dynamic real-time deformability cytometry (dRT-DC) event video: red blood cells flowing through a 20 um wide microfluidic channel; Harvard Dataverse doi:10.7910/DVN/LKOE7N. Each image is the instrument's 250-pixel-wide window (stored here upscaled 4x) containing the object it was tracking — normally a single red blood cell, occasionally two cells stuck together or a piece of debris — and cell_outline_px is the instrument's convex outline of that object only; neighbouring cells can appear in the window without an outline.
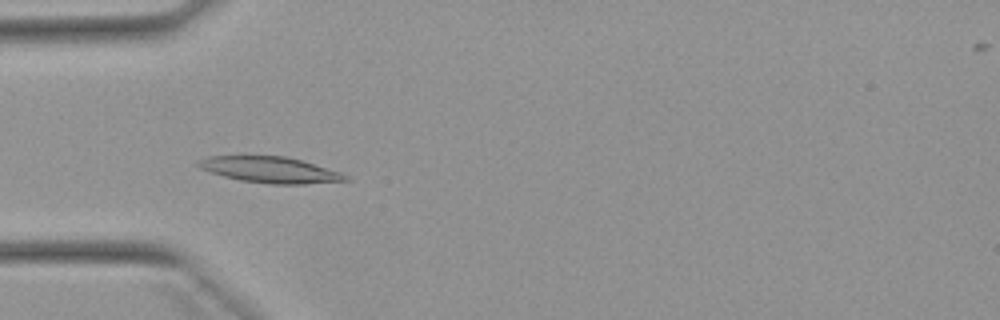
{"species": "Egyptian fruit bat (a non-hibernating species)", "species_latin": "Rousettus aegyptiacus", "temperature_condition": "warm", "stored_images_in_passage": 52, "camera_frame_rate_fps": 3000, "um_per_image_px": 0.085, "animal": {"sex": "female"}, "frame": {"image": 1, "passage_image": 16, "time_ms": 5.0, "image_size_px": [1000, 320], "cell_outline_px": [[352, 180], [304, 184], [268, 184], [240, 180], [224, 176], [200, 168], [196, 164], [196, 160], [208, 156], [284, 156], [300, 160], [340, 172], [348, 176]], "centroid_in_image_um": [22.95, 14.44], "position_along_channel_um": 62.1, "area_um2": 22.2}}
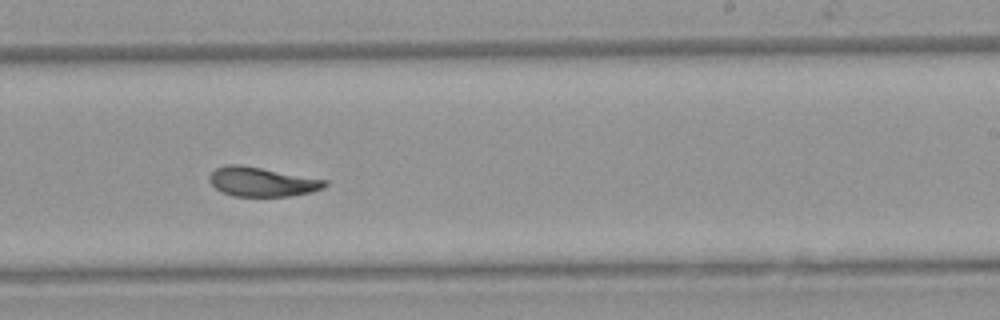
{"frame": {"image": 2, "passage_image": 32, "time_ms": 10.333, "image_size_px": [1000, 320], "cell_outline_px": [[328, 184], [324, 188], [312, 192], [288, 196], [232, 196], [220, 192], [208, 180], [208, 176], [216, 168], [228, 164], [240, 164], [328, 180]], "centroid_in_image_um": [22.26, 15.45], "position_along_channel_um": 266.7, "area_um2": 19.83}}
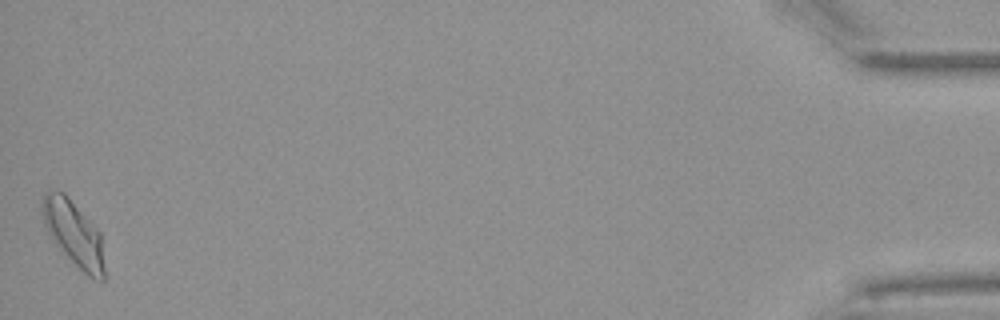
{"frame": {"image": 3, "passage_image": 52, "time_ms": 17.0, "image_size_px": [1000, 320], "cell_outline_px": [[104, 280], [92, 280], [60, 252], [52, 240], [44, 224], [40, 208], [40, 200], [44, 192], [48, 188], [56, 188], [64, 192], [68, 196], [100, 232], [104, 268]], "centroid_in_image_um": [6.19, 19.8], "position_along_channel_um": 429.0, "area_um2": 24.33}, "authors_computed_cell_mechanics": {"area_um2": 20.6924, "velocity_mm_per_s": 3.8788, "shape_relaxation_time_tau1_ms": 5.8928, "shape_relaxation_time_tau2_ms": 3.8878, "deformation_change_tau1": 0.1999, "deformation_change_tau2": 0.0593}}